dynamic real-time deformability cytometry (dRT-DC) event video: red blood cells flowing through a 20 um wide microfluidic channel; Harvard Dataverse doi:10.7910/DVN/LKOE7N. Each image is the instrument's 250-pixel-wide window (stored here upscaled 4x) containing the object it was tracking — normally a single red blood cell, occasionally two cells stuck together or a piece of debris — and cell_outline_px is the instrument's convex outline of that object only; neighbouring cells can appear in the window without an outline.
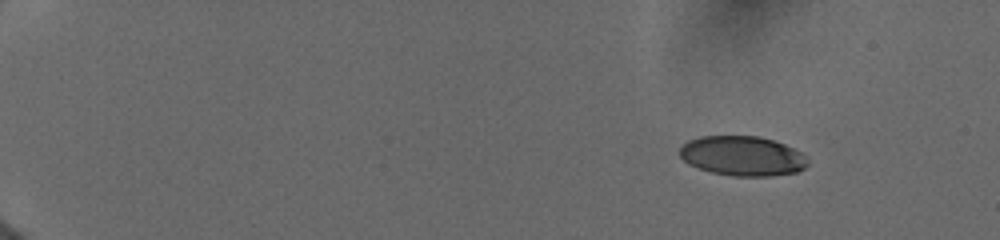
{"species": "human", "species_latin": "Homo sapiens", "temperature_condition": "cold", "stored_images_in_passage": 19, "camera_frame_rate_fps": 3000, "um_per_image_px": 0.085, "donor": {"sex": "female"}, "frame": {"image": 1, "passage_image": 1, "time_ms": 0.0, "image_size_px": [1000, 240], "cell_outline_px": [[808, 164], [804, 168], [796, 172], [772, 176], [732, 176], [712, 172], [696, 168], [688, 164], [680, 156], [680, 148], [688, 140], [700, 136], [760, 136], [776, 140], [800, 152], [804, 156]], "centroid_in_image_um": [63.09, 13.25], "position_along_channel_um": 21.9, "area_um2": 29.71}}
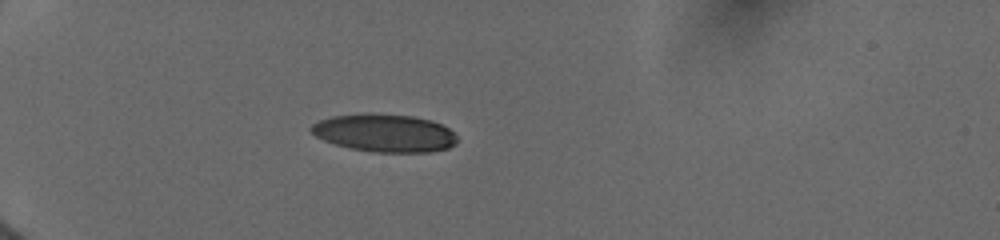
{"frame": {"image": 2, "passage_image": 16, "time_ms": 3.667, "image_size_px": [1000, 240], "cell_outline_px": [[456, 144], [448, 148], [428, 152], [372, 152], [348, 148], [324, 140], [316, 136], [308, 128], [312, 124], [320, 120], [332, 116], [368, 112], [372, 112], [412, 116], [432, 120], [448, 128], [456, 136]], "centroid_in_image_um": [32.66, 11.29], "position_along_channel_um": 52.3, "area_um2": 32.43}}